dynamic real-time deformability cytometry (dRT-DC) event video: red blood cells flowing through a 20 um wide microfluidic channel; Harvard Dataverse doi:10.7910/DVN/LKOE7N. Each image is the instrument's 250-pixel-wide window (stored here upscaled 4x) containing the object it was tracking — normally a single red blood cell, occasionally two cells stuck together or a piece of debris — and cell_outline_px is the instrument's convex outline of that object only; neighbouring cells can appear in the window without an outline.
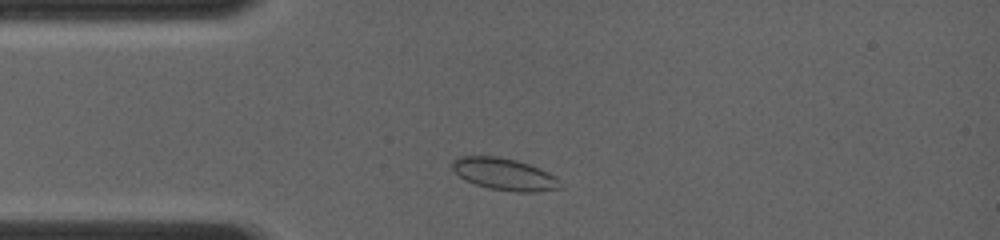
{"species": "common noctule bat (a hibernating species)", "species_latin": "Nyctalus noctula", "temperature_condition": "room temperature", "stored_images_in_passage": 20, "camera_frame_rate_fps": 4000, "um_per_image_px": 0.085, "animal": {"sex": "female", "body_mass_g": 19.0, "forearm_length_mm": 56.7}, "frame": {"image": 1, "passage_image": 2, "time_ms": 0.75, "image_size_px": [1000, 240], "cell_outline_px": [[564, 188], [536, 192], [516, 192], [488, 188], [476, 184], [460, 176], [452, 168], [452, 160], [456, 156], [496, 156], [516, 160], [540, 168], [556, 176], [560, 180]], "centroid_in_image_um": [42.92, 14.81], "position_along_channel_um": 42.1, "area_um2": 20.23}}
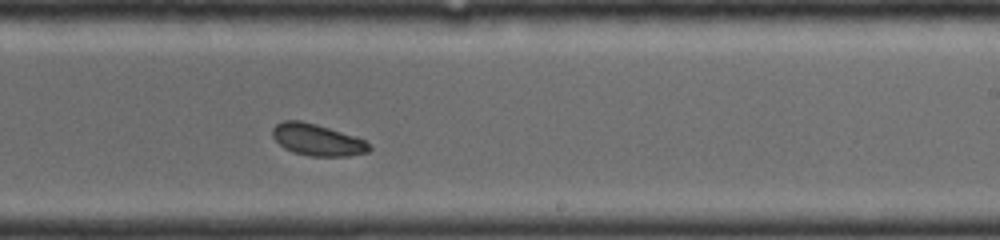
{"frame": {"image": 2, "passage_image": 12, "time_ms": 6.25, "image_size_px": [1000, 240], "cell_outline_px": [[372, 148], [368, 152], [348, 156], [308, 156], [292, 152], [284, 148], [272, 136], [272, 128], [276, 124], [284, 120], [300, 120], [316, 124], [364, 140]], "centroid_in_image_um": [26.92, 11.89], "position_along_channel_um": 262.1, "area_um2": 17.69}}
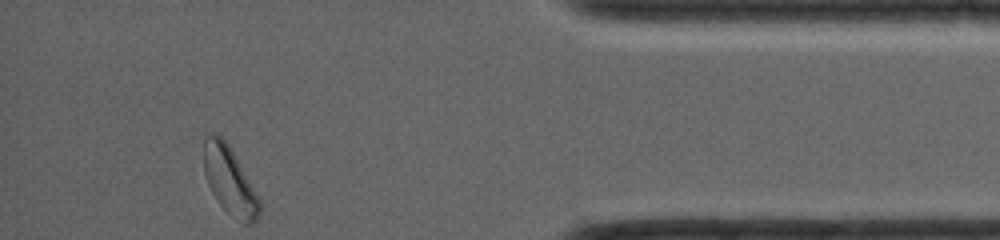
{"frame": {"image": 3, "passage_image": 20, "time_ms": 10.5, "image_size_px": [1000, 240], "cell_outline_px": [[260, 216], [252, 224], [244, 224], [228, 212], [216, 200], [208, 184], [204, 172], [204, 140], [208, 136], [220, 136], [228, 144], [260, 200]], "centroid_in_image_um": [19.52, 15.41], "position_along_channel_um": 415.7, "area_um2": 21.33}}